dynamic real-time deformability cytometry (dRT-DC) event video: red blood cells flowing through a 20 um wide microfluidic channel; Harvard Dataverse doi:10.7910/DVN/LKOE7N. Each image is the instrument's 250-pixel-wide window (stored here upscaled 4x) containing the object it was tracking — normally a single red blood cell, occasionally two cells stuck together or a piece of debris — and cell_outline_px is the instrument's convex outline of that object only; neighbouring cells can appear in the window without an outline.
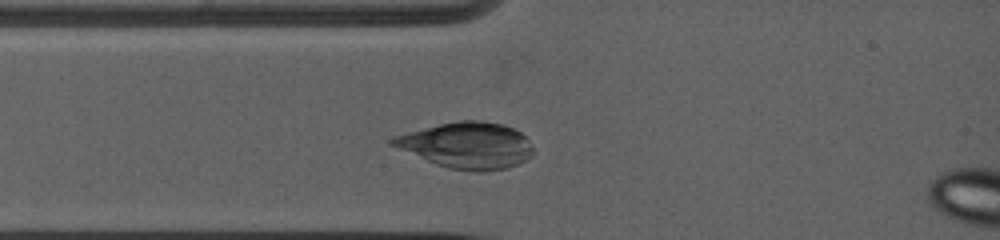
{"species": "common noctule bat (a hibernating species)", "species_latin": "Nyctalus noctula", "temperature_condition": "warm", "stored_images_in_passage": 13, "camera_frame_rate_fps": 5000, "um_per_image_px": 0.085, "animal": {"sex": "female", "body_mass_g": 19.0, "forearm_length_mm": 53.3}, "frame": {"image": 1, "passage_image": 5, "time_ms": 2.0, "image_size_px": [1000, 240], "cell_outline_px": [[536, 152], [532, 156], [516, 164], [504, 168], [480, 172], [476, 172], [448, 168], [436, 164], [388, 144], [388, 140], [396, 136], [408, 132], [440, 124], [460, 120], [480, 120], [504, 124], [520, 132], [528, 140]], "centroid_in_image_um": [39.71, 12.35], "position_along_channel_um": 45.3, "area_um2": 37.57}}
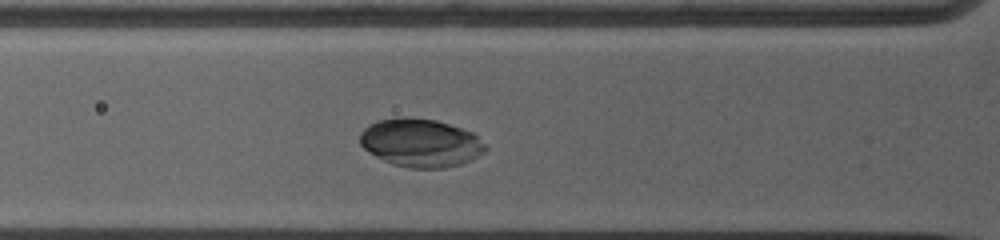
{"frame": {"image": 2, "passage_image": 8, "time_ms": 3.2, "image_size_px": [1000, 240], "cell_outline_px": [[488, 148], [484, 152], [460, 164], [444, 168], [408, 168], [392, 164], [376, 156], [364, 148], [360, 144], [360, 132], [368, 124], [380, 120], [400, 116], [404, 116], [436, 120], [472, 132]], "centroid_in_image_um": [35.72, 12.13], "position_along_channel_um": 90.1, "area_um2": 35.08}}